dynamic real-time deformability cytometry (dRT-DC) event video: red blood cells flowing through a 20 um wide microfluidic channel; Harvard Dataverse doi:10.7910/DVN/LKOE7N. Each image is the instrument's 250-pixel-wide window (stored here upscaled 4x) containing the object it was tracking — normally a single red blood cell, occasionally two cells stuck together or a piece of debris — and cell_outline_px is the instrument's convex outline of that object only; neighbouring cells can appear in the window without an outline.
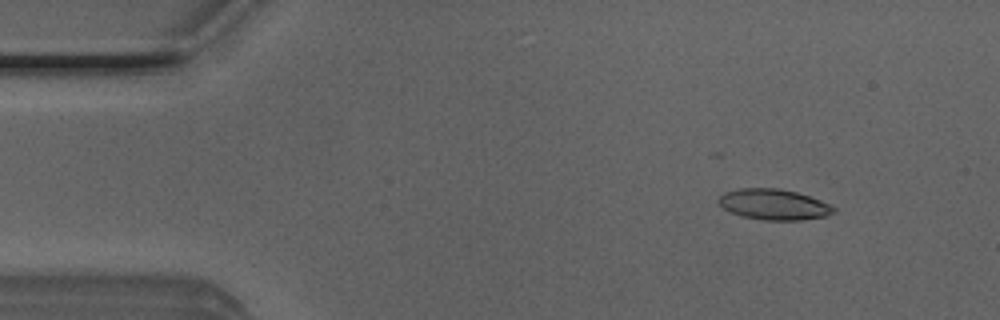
{"species": "Egyptian fruit bat (a non-hibernating species)", "species_latin": "Rousettus aegyptiacus", "temperature_condition": "room temperature", "stored_images_in_passage": 31, "camera_frame_rate_fps": 3000, "um_per_image_px": 0.085, "animal": {"sex": "male"}, "frame": {"image": 1, "passage_image": 3, "time_ms": 0.667, "image_size_px": [1000, 320], "cell_outline_px": [[836, 212], [824, 216], [800, 220], [764, 220], [740, 216], [724, 208], [716, 200], [724, 192], [740, 188], [780, 188], [796, 192], [832, 204], [836, 208]], "centroid_in_image_um": [65.78, 17.37], "position_along_channel_um": 19.2, "area_um2": 20.63}}
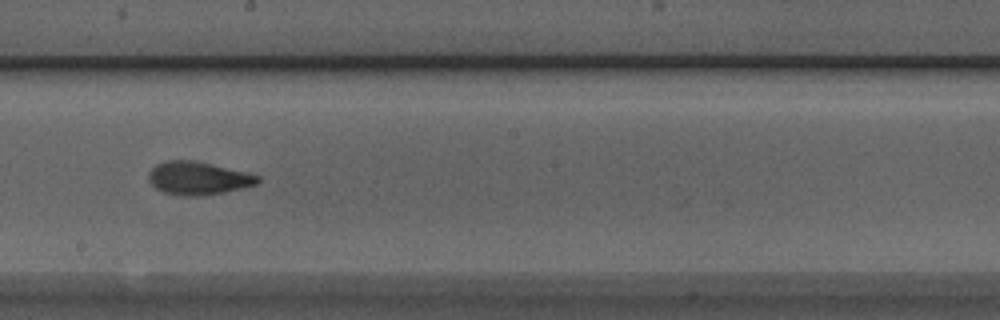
{"frame": {"image": 2, "passage_image": 25, "time_ms": 8.0, "image_size_px": [1000, 320], "cell_outline_px": [[260, 180], [256, 184], [244, 188], [204, 196], [184, 196], [164, 192], [156, 188], [148, 180], [148, 172], [156, 164], [164, 160], [196, 160], [260, 176]], "centroid_in_image_um": [16.82, 15.14], "position_along_channel_um": 231.4, "area_um2": 21.1}}
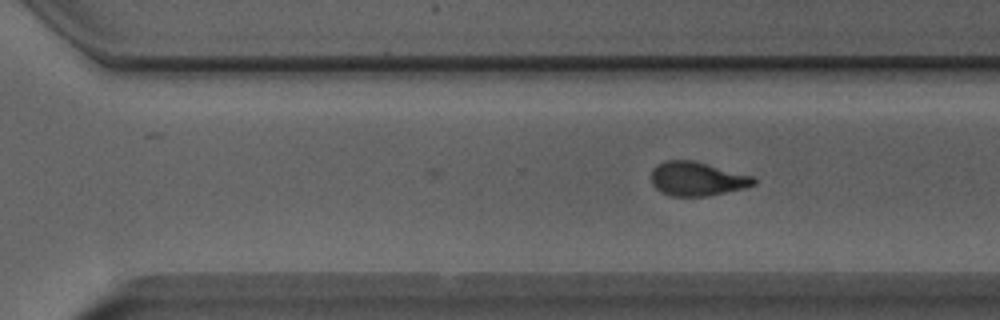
{"frame": {"image": 3, "passage_image": 31, "time_ms": 10.0, "image_size_px": [1000, 320], "cell_outline_px": [[756, 184], [744, 188], [708, 196], [672, 196], [656, 188], [652, 184], [652, 168], [656, 164], [664, 160], [692, 160], [708, 164], [752, 176], [756, 180]], "centroid_in_image_um": [59.24, 15.19], "position_along_channel_um": 311.4, "area_um2": 20.17}}